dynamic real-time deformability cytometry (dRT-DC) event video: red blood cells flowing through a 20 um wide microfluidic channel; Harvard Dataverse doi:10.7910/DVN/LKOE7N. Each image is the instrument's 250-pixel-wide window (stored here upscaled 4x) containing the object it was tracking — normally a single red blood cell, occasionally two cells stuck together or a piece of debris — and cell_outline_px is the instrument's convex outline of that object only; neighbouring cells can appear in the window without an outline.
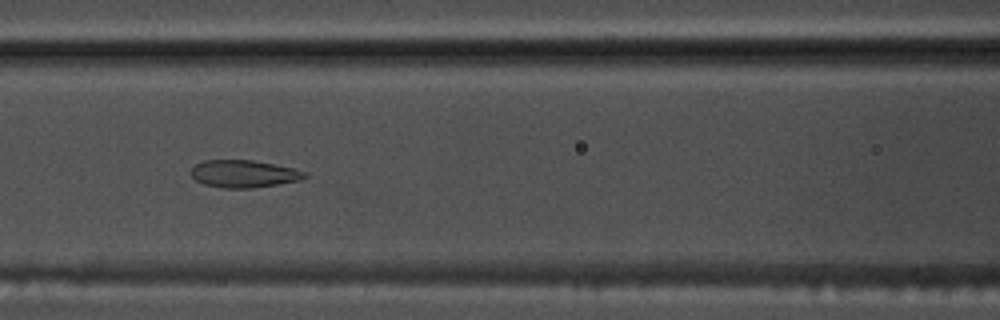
{"species": "common noctule bat (a hibernating species)", "species_latin": "Nyctalus noctula", "temperature_condition": "warm", "stored_images_in_passage": 55, "camera_frame_rate_fps": 3000, "um_per_image_px": 0.085, "animal": {"sex": "male", "body_mass_g": 17.5, "forearm_length_mm": 52.3}, "frame": {"image": 1, "passage_image": 24, "time_ms": 7.667, "image_size_px": [1000, 320], "cell_outline_px": [[308, 176], [300, 180], [252, 188], [220, 188], [204, 184], [196, 180], [188, 172], [196, 164], [204, 160], [252, 160], [292, 168], [308, 172]], "centroid_in_image_um": [20.7, 14.77], "position_along_channel_um": 145.9, "area_um2": 18.15}}
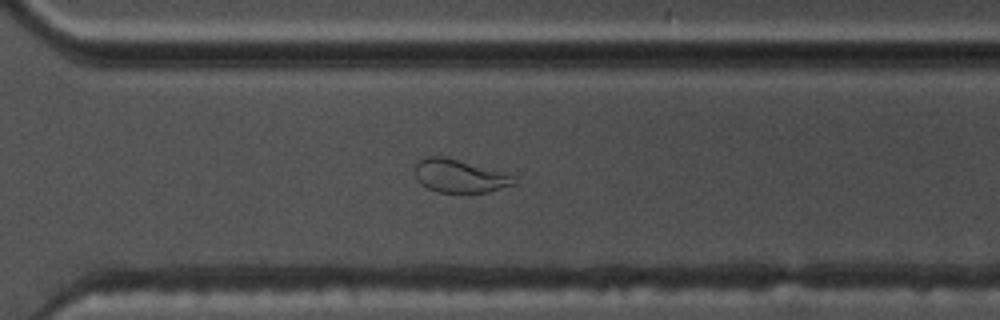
{"frame": {"image": 2, "passage_image": 39, "time_ms": 12.667, "image_size_px": [1000, 320], "cell_outline_px": [[516, 184], [488, 192], [436, 192], [420, 184], [416, 180], [416, 164], [420, 160], [428, 156], [448, 156], [516, 176]], "centroid_in_image_um": [39.08, 14.95], "position_along_channel_um": 331.5, "area_um2": 19.25}}
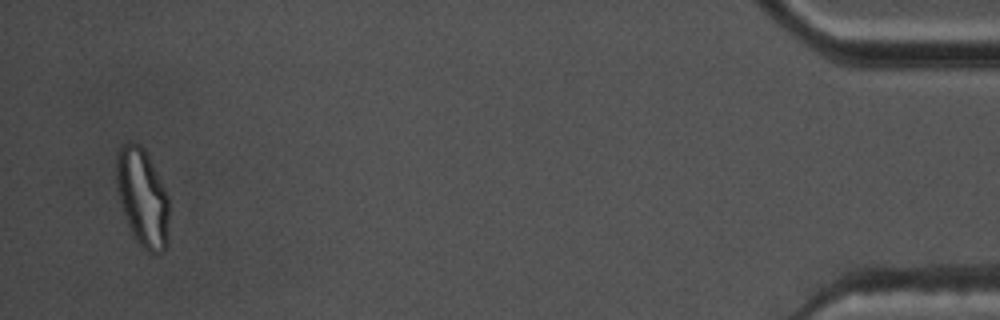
{"frame": {"image": 3, "passage_image": 53, "time_ms": 17.333, "image_size_px": [1000, 320], "cell_outline_px": [[168, 244], [164, 252], [148, 252], [140, 248], [132, 236], [124, 216], [116, 188], [116, 152], [128, 140], [140, 144], [144, 148], [168, 196]], "centroid_in_image_um": [12.09, 16.82], "position_along_channel_um": 423.1, "area_um2": 30.46}, "authors_computed_cell_mechanics": {"area_um2": 22.253, "velocity_mm_per_s": 3.7236, "shape_relaxation_time_tau1_ms": null, "shape_relaxation_time_tau2_ms": 1.1179, "deformation_change_tau1": null, "deformation_change_tau2": 0.077}}